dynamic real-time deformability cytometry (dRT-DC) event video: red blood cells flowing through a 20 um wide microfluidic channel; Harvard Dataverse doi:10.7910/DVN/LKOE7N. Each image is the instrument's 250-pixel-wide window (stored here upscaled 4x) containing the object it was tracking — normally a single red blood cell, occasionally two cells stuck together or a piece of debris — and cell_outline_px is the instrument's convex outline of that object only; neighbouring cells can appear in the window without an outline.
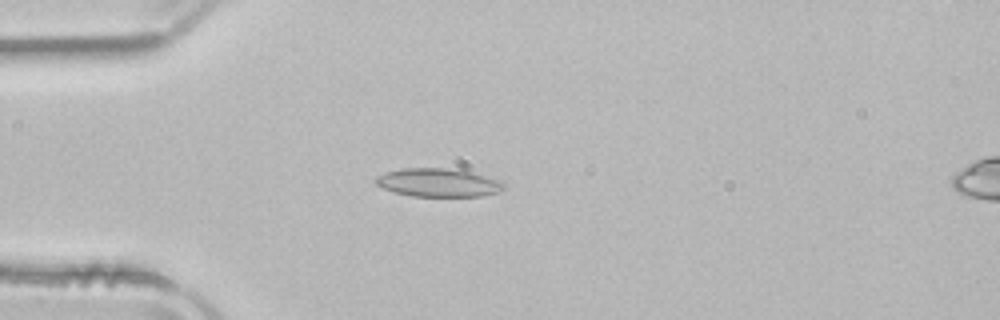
{"species": "common noctule bat (a hibernating species)", "species_latin": "Nyctalus noctula", "temperature_condition": "room temperature", "stored_images_in_passage": 43, "camera_frame_rate_fps": 3000, "um_per_image_px": 0.085, "animal": {"sex": "male", "body_mass_g": 21.5, "forearm_length_mm": 52.0}, "frame": {"image": 1, "passage_image": 6, "time_ms": 1.667, "image_size_px": [1000, 320], "cell_outline_px": [[504, 188], [500, 192], [480, 196], [412, 196], [396, 192], [384, 188], [376, 184], [376, 176], [388, 172], [404, 168], [444, 168], [468, 172], [500, 180], [504, 184]], "centroid_in_image_um": [37.26, 15.53], "position_along_channel_um": 47.7, "area_um2": 20.75}}
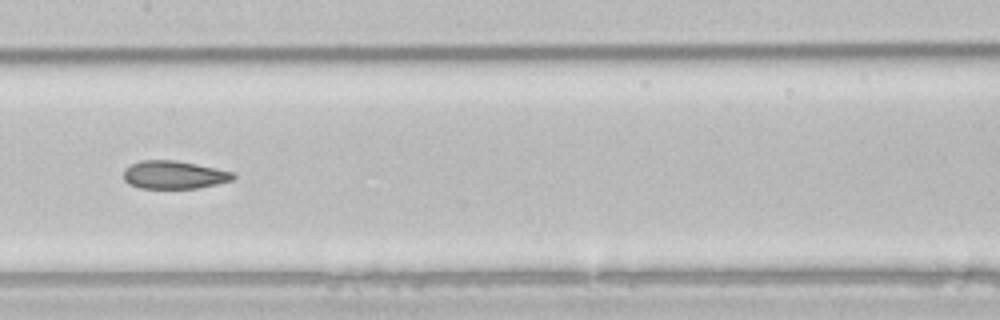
{"frame": {"image": 2, "passage_image": 18, "time_ms": 5.667, "image_size_px": [1000, 320], "cell_outline_px": [[236, 176], [232, 180], [216, 184], [196, 188], [140, 188], [128, 184], [124, 180], [124, 168], [140, 160], [176, 160], [216, 168], [232, 172]], "centroid_in_image_um": [14.76, 14.85], "position_along_channel_um": 192.6, "area_um2": 17.86}}
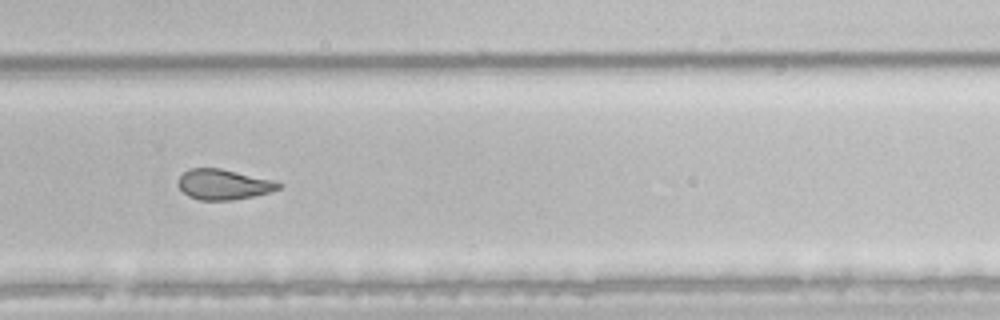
{"frame": {"image": 3, "passage_image": 27, "time_ms": 8.667, "image_size_px": [1000, 320], "cell_outline_px": [[284, 184], [280, 188], [268, 192], [252, 196], [232, 200], [200, 200], [188, 196], [176, 184], [180, 176], [188, 168], [220, 168], [272, 180]], "centroid_in_image_um": [18.96, 15.67], "position_along_channel_um": 310.8, "area_um2": 17.63}, "authors_computed_cell_mechanics": {"area_um2": 19.363, "velocity_mm_per_s": 3.9648, "shape_relaxation_time_tau1_ms": null, "shape_relaxation_time_tau2_ms": 2.6844, "deformation_change_tau1": null, "deformation_change_tau2": 0.1005}}